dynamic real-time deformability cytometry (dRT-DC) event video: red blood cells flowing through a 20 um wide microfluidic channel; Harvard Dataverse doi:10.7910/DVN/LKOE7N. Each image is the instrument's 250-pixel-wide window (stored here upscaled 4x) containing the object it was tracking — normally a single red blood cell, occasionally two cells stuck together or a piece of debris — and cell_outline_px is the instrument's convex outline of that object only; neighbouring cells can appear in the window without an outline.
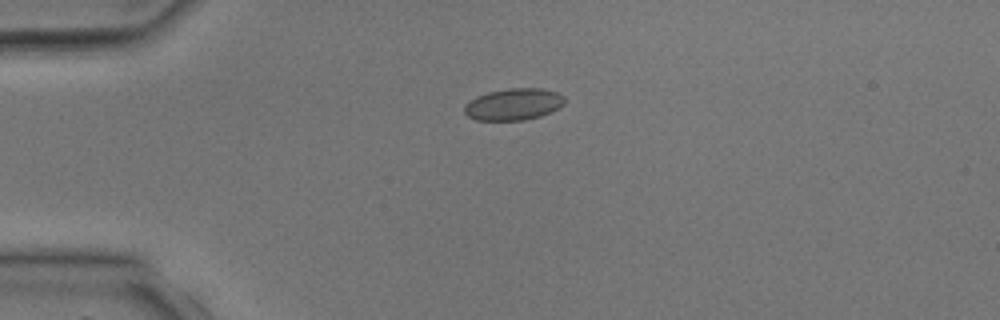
{"species": "common noctule bat (a hibernating species)", "species_latin": "Nyctalus noctula", "temperature_condition": "room temperature", "stored_images_in_passage": 3, "camera_frame_rate_fps": 3000, "um_per_image_px": 0.085, "animal": {"sex": "male", "body_mass_g": 17.9, "forearm_length_mm": 54.2}, "frame": {"image": 1, "passage_image": 2, "time_ms": 1.0, "image_size_px": [1000, 320], "cell_outline_px": [[564, 104], [560, 108], [540, 116], [524, 120], [476, 120], [468, 116], [464, 112], [464, 104], [476, 96], [488, 92], [508, 88], [540, 88], [556, 92], [564, 96]], "centroid_in_image_um": [43.64, 8.86], "position_along_channel_um": 41.4, "area_um2": 18.61}}
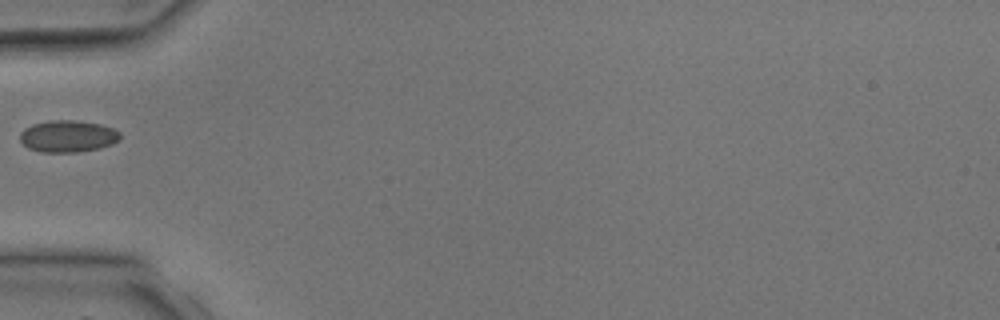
{"frame": {"image": 2, "passage_image": 3, "time_ms": 2.333, "image_size_px": [1000, 320], "cell_outline_px": [[120, 140], [112, 144], [100, 148], [76, 152], [40, 152], [28, 148], [20, 140], [20, 132], [24, 128], [32, 124], [48, 120], [76, 120], [100, 124], [112, 128], [120, 132]], "centroid_in_image_um": [5.76, 11.57], "position_along_channel_um": 79.2, "area_um2": 18.73}}